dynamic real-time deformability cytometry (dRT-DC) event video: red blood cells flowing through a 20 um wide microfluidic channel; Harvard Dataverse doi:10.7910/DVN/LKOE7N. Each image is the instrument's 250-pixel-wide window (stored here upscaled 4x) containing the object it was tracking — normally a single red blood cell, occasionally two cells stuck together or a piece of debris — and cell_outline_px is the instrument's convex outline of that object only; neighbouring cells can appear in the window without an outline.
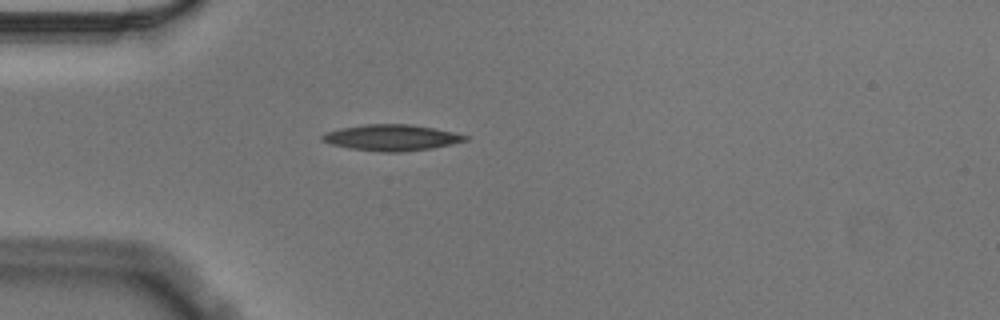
{"species": "Egyptian fruit bat (a non-hibernating species)", "species_latin": "Rousettus aegyptiacus", "temperature_condition": "cold", "stored_images_in_passage": 49, "camera_frame_rate_fps": 3000, "um_per_image_px": 0.085, "animal": {"sex": "male"}, "frame": {"image": 1, "passage_image": 9, "time_ms": 2.667, "image_size_px": [1000, 320], "cell_outline_px": [[468, 140], [452, 144], [432, 148], [400, 152], [384, 152], [348, 148], [332, 144], [320, 140], [320, 136], [324, 132], [340, 128], [368, 124], [412, 124], [452, 132], [468, 136]], "centroid_in_image_um": [33.24, 11.7], "position_along_channel_um": 51.8, "area_um2": 21.68}}
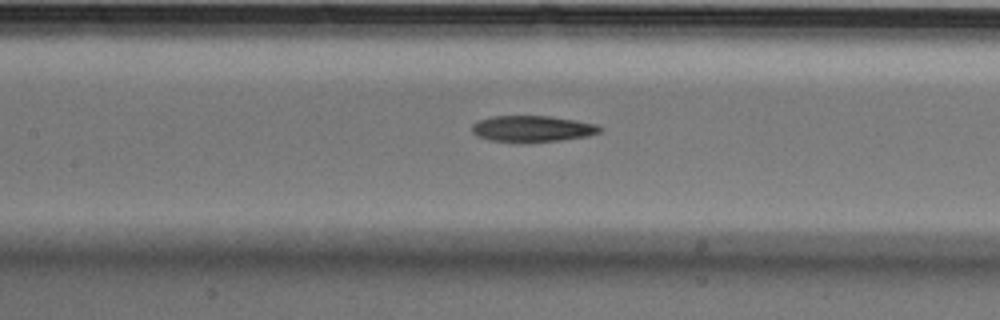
{"frame": {"image": 2, "passage_image": 19, "time_ms": 6.0, "image_size_px": [1000, 320], "cell_outline_px": [[604, 128], [600, 132], [588, 136], [560, 140], [492, 140], [476, 136], [472, 132], [472, 124], [476, 120], [492, 116], [552, 116], [576, 120], [596, 124]], "centroid_in_image_um": [45.26, 10.9], "position_along_channel_um": 162.1, "area_um2": 19.07}}
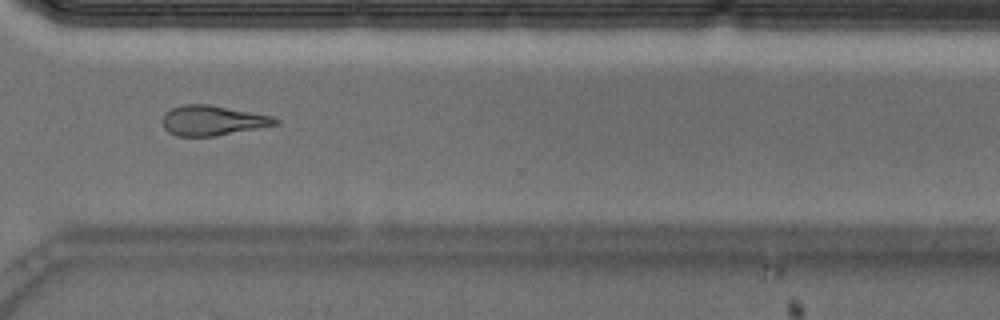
{"frame": {"image": 3, "passage_image": 35, "time_ms": 11.333, "image_size_px": [1000, 320], "cell_outline_px": [[280, 124], [216, 136], [176, 136], [168, 132], [164, 128], [160, 120], [164, 112], [172, 108], [184, 104], [212, 104], [272, 116], [280, 120]], "centroid_in_image_um": [18.04, 10.23], "position_along_channel_um": 352.6, "area_um2": 20.06}, "authors_computed_cell_mechanics": {"area_um2": 20.5768, "velocity_mm_per_s": 3.5817, "shape_relaxation_time_tau1_ms": 9.0443, "shape_relaxation_time_tau2_ms": null, "deformation_change_tau1": 0.2003, "deformation_change_tau2": null}}